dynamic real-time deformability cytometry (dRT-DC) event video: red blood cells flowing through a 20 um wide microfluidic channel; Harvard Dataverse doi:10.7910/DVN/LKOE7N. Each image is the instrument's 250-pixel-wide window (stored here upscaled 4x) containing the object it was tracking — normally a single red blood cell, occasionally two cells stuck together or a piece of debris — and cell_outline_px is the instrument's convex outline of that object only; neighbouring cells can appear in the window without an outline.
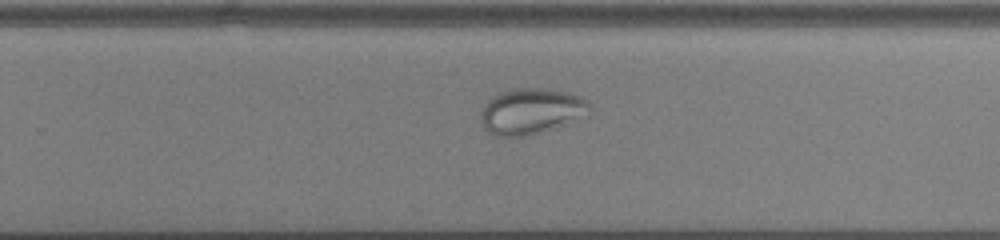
{"species": "common noctule bat (a hibernating species)", "species_latin": "Nyctalus noctula", "temperature_condition": "cold", "stored_images_in_passage": 50, "camera_frame_rate_fps": 3000, "um_per_image_px": 0.085, "animal": {"sex": "male", "body_mass_g": 13.0, "forearm_length_mm": 53.1}, "frame": {"image": 1, "passage_image": 31, "time_ms": 10.0, "image_size_px": [1000, 240], "cell_outline_px": [[588, 116], [540, 132], [524, 136], [496, 136], [488, 132], [484, 128], [480, 120], [480, 112], [484, 104], [492, 96], [500, 92], [512, 88], [544, 88], [568, 92], [584, 96], [588, 100]], "centroid_in_image_um": [45.13, 9.43], "position_along_channel_um": 284.7, "area_um2": 29.3}}
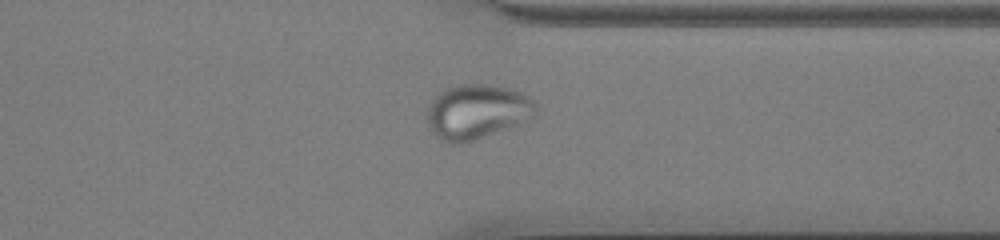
{"frame": {"image": 2, "passage_image": 38, "time_ms": 12.333, "image_size_px": [1000, 240], "cell_outline_px": [[536, 112], [532, 116], [516, 124], [472, 140], [460, 144], [452, 144], [440, 140], [432, 132], [428, 124], [428, 104], [440, 92], [456, 84], [488, 84], [508, 88], [520, 92], [528, 96], [536, 104]], "centroid_in_image_um": [40.5, 9.48], "position_along_channel_um": 370.9, "area_um2": 34.1}}
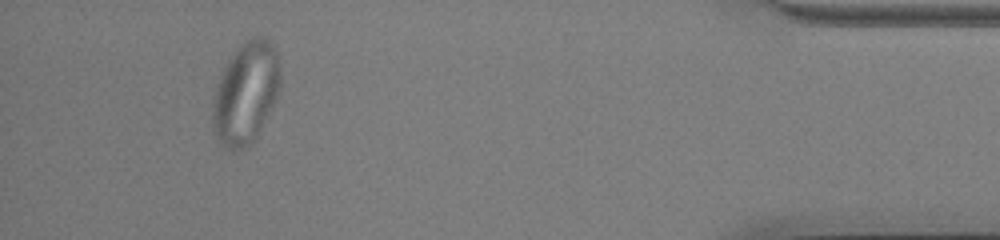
{"frame": {"image": 3, "passage_image": 46, "time_ms": 15.0, "image_size_px": [1000, 240], "cell_outline_px": [[280, 88], [276, 100], [256, 140], [252, 144], [244, 148], [228, 148], [212, 132], [212, 100], [220, 76], [228, 60], [236, 48], [240, 44], [252, 36], [260, 36], [268, 40], [276, 48], [280, 72]], "centroid_in_image_um": [20.9, 7.9], "position_along_channel_um": 414.3, "area_um2": 40.4}}